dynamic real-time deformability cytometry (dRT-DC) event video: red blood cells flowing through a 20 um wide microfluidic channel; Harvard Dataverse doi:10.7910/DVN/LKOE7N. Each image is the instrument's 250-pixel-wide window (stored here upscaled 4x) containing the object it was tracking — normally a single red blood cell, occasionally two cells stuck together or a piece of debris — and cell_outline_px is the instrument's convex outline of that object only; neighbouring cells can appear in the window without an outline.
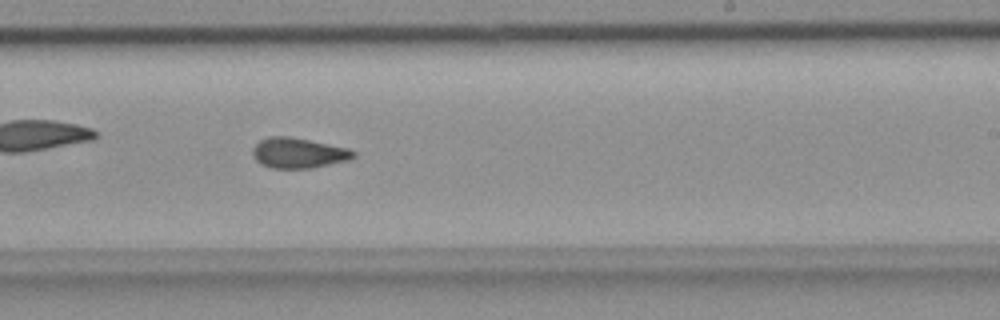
{"species": "common noctule bat (a hibernating species)", "species_latin": "Nyctalus noctula", "temperature_condition": "room temperature", "stored_images_in_passage": 53, "camera_frame_rate_fps": 3000, "um_per_image_px": 0.085, "animal": {"sex": "female", "body_mass_g": 18.4}, "frame": {"image": 1, "passage_image": 31, "time_ms": 10.0, "image_size_px": [1000, 320], "cell_outline_px": [[356, 156], [348, 160], [312, 168], [272, 168], [260, 164], [252, 156], [252, 148], [260, 140], [268, 136], [292, 136], [348, 148], [356, 152]], "centroid_in_image_um": [25.34, 12.99], "position_along_channel_um": 263.7, "area_um2": 17.98}}
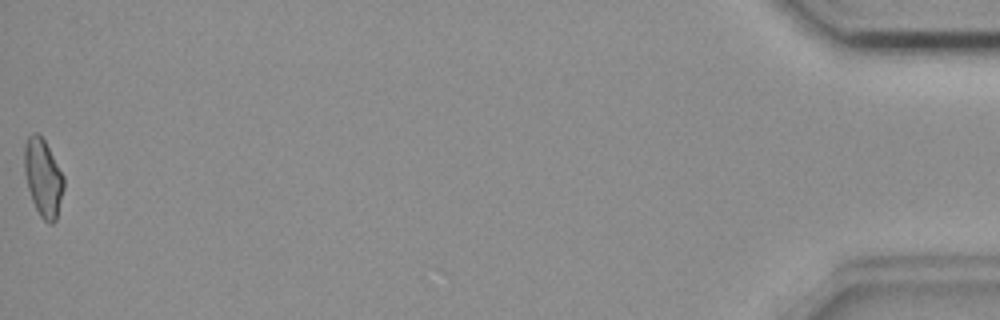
{"frame": {"image": 2, "passage_image": 53, "time_ms": 17.333, "image_size_px": [1000, 320], "cell_outline_px": [[64, 188], [56, 220], [52, 224], [48, 224], [40, 216], [32, 200], [28, 188], [24, 172], [24, 148], [28, 136], [32, 132], [36, 132], [44, 140], [64, 176]], "centroid_in_image_um": [3.66, 15.12], "position_along_channel_um": 431.5, "area_um2": 17.74}, "authors_computed_cell_mechanics": {"area_um2": 18.0914, "velocity_mm_per_s": 3.6421, "shape_relaxation_time_tau1_ms": null, "shape_relaxation_time_tau2_ms": 3.5419, "deformation_change_tau1": null, "deformation_change_tau2": 0.0808}}